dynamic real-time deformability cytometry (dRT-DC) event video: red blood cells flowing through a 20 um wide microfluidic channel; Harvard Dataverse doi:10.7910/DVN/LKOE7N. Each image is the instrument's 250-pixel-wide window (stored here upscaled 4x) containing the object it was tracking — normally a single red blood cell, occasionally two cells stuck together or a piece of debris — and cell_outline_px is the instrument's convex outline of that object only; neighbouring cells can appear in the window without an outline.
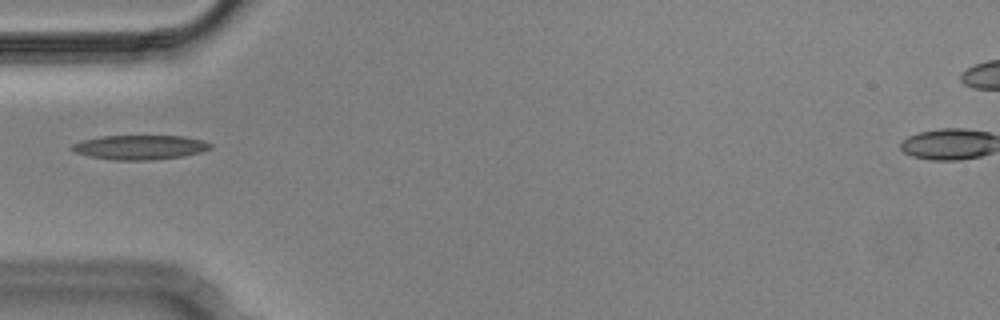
{"species": "Egyptian fruit bat (a non-hibernating species)", "species_latin": "Rousettus aegyptiacus", "temperature_condition": "cold", "stored_images_in_passage": 4, "camera_frame_rate_fps": 3000, "um_per_image_px": 0.085, "animal": {"sex": "male"}, "frame": {"image": 1, "passage_image": 1, "time_ms": 0.0, "image_size_px": [1000, 320], "cell_outline_px": [[212, 148], [200, 152], [184, 156], [152, 160], [112, 160], [88, 156], [72, 152], [68, 148], [72, 144], [80, 140], [100, 136], [184, 136], [204, 140], [212, 144]], "centroid_in_image_um": [11.84, 12.52], "position_along_channel_um": 73.2, "area_um2": 20.06}}
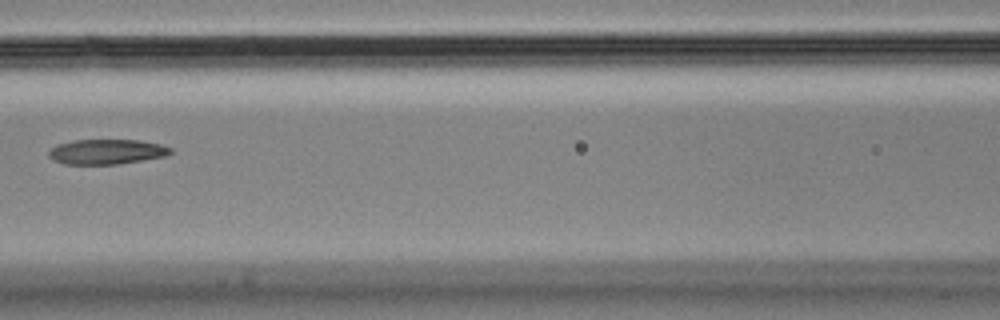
{"frame": {"image": 2, "passage_image": 3, "time_ms": 0.667, "image_size_px": [1000, 320], "cell_outline_px": [[172, 152], [164, 156], [116, 164], [64, 164], [48, 156], [48, 152], [56, 144], [72, 140], [140, 140], [160, 144], [172, 148]], "centroid_in_image_um": [9.04, 12.88], "position_along_channel_um": 157.6, "area_um2": 17.57}}
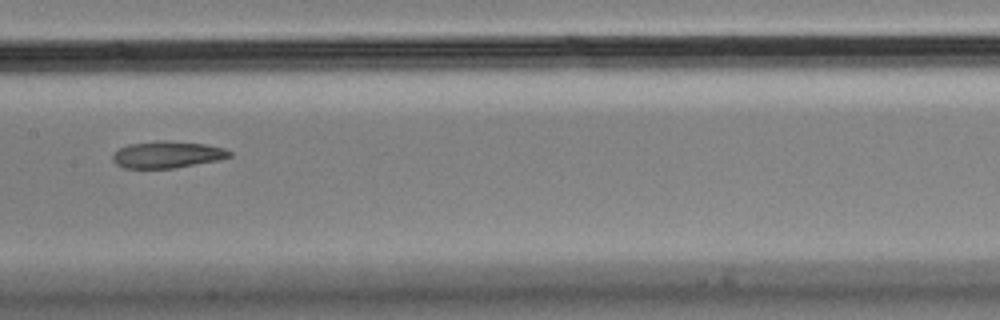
{"frame": {"image": 3, "passage_image": 4, "time_ms": 1.0, "image_size_px": [1000, 320], "cell_outline_px": [[232, 156], [220, 160], [172, 168], [124, 168], [116, 164], [112, 160], [112, 152], [128, 144], [156, 140], [168, 140], [204, 144], [224, 148], [232, 152]], "centroid_in_image_um": [14.19, 13.13], "position_along_channel_um": 193.2, "area_um2": 18.44}}